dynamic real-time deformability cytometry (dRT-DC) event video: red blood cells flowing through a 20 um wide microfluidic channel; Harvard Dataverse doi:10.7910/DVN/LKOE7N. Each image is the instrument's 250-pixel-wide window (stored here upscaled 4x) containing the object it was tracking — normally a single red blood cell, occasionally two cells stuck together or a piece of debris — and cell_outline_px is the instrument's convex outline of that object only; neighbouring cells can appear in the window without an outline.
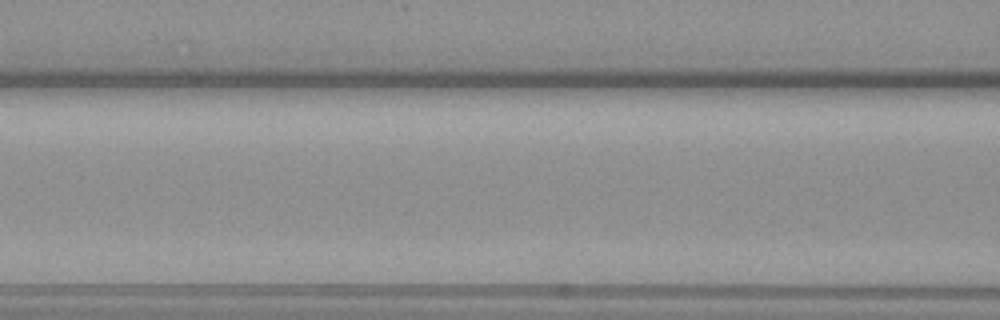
{"species": "common noctule bat (a hibernating species)", "species_latin": "Nyctalus noctula", "temperature_condition": "warm", "stored_images_in_passage": 5, "segment_of_instrument_passage": [2, 2], "camera_frame_rate_fps": 3000, "um_per_image_px": 0.085, "animal": {"sex": "female", "body_mass_g": 19.3, "forearm_length_mm": 54.1}, "frame": {"image": 1, "passage_image": 4, "time_ms": 1.0, "image_size_px": [1000, 320], "cell_outline_px": [[532, 188], [516, 200], [340, 200], [332, 196], [340, 192], [368, 180], [520, 176], [528, 180], [532, 184]], "centroid_in_image_um": [37.35, 16.09], "position_along_channel_um": 129.2, "area_um2": 28.32}}